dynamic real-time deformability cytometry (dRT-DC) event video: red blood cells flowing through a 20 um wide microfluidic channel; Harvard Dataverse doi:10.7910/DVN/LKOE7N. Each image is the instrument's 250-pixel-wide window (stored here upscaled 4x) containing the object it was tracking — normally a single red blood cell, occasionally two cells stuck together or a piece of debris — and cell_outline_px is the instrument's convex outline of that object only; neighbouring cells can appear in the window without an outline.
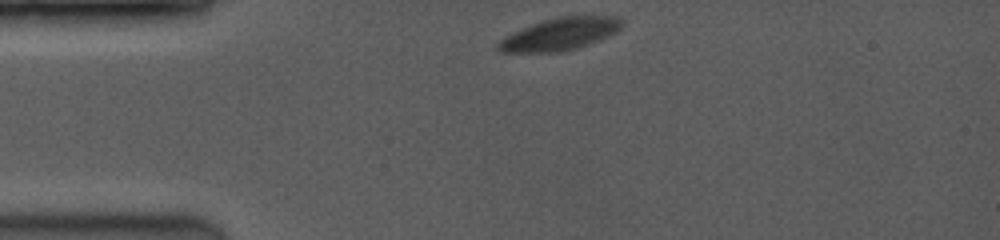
{"species": "common noctule bat (a hibernating species)", "species_latin": "Nyctalus noctula", "temperature_condition": "room temperature", "stored_images_in_passage": 23, "camera_frame_rate_fps": 3500, "um_per_image_px": 0.085, "animal": {"sex": "female", "body_mass_g": 19.0, "forearm_length_mm": 53.3}, "frame": {"image": 1, "passage_image": 1, "time_ms": 0.0, "image_size_px": [1000, 240], "cell_outline_px": [[620, 28], [616, 32], [588, 44], [576, 48], [556, 52], [500, 52], [496, 48], [496, 44], [504, 36], [520, 28], [540, 20], [556, 16], [616, 16], [620, 20]], "centroid_in_image_um": [47.5, 2.89], "position_along_channel_um": 37.5, "area_um2": 23.24}}
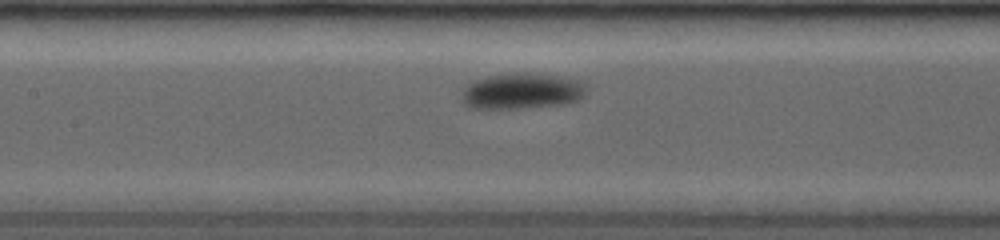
{"frame": {"image": 2, "passage_image": 13, "time_ms": 4.286, "image_size_px": [1000, 240], "cell_outline_px": [[584, 96], [568, 104], [516, 108], [468, 108], [460, 100], [460, 88], [468, 80], [484, 76], [508, 72], [528, 72], [584, 80]], "centroid_in_image_um": [44.23, 7.71], "position_along_channel_um": 163.2, "area_um2": 26.99}}
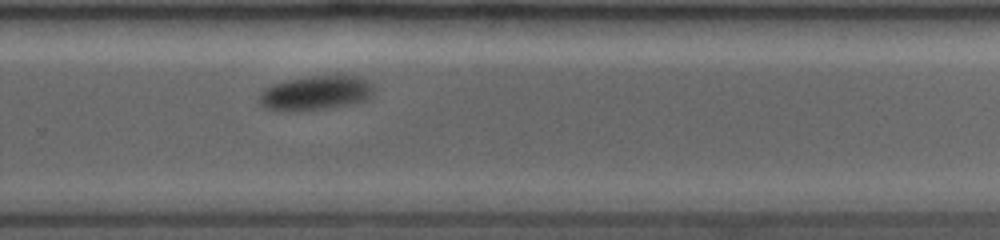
{"frame": {"image": 3, "passage_image": 23, "time_ms": 8.0, "image_size_px": [1000, 240], "cell_outline_px": [[376, 92], [372, 100], [356, 104], [336, 108], [296, 112], [280, 112], [264, 108], [260, 104], [260, 92], [264, 88], [272, 84], [288, 80], [308, 76], [356, 76], [372, 80]], "centroid_in_image_um": [26.93, 7.94], "position_along_channel_um": 302.9, "area_um2": 24.22}}